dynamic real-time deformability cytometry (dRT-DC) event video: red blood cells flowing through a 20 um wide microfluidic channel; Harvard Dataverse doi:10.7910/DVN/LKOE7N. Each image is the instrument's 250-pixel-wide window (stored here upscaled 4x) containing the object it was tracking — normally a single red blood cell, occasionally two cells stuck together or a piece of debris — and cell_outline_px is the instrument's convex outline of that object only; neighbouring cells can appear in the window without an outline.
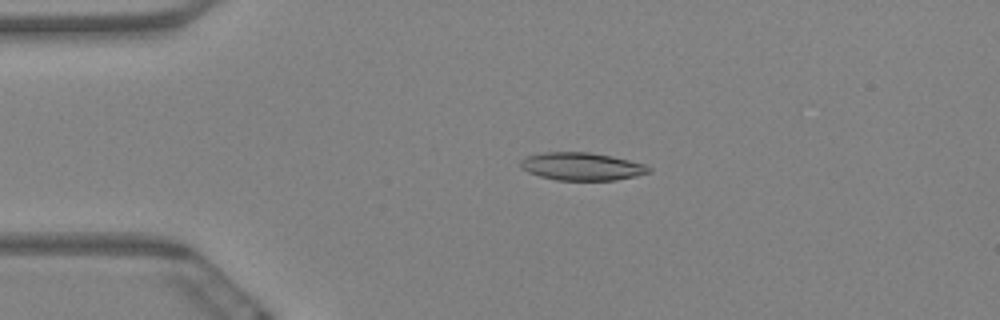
{"species": "Egyptian fruit bat (a non-hibernating species)", "species_latin": "Rousettus aegyptiacus", "temperature_condition": "warm", "stored_images_in_passage": 11, "camera_frame_rate_fps": 3000, "um_per_image_px": 0.085, "animal": {"sex": "female"}, "frame": {"image": 1, "passage_image": 3, "time_ms": 0.667, "image_size_px": [1000, 320], "cell_outline_px": [[652, 172], [636, 176], [616, 180], [556, 180], [540, 176], [528, 172], [520, 168], [520, 160], [524, 156], [544, 152], [588, 152], [612, 156], [644, 164], [652, 168]], "centroid_in_image_um": [49.43, 14.14], "position_along_channel_um": 35.6, "area_um2": 20.92}}
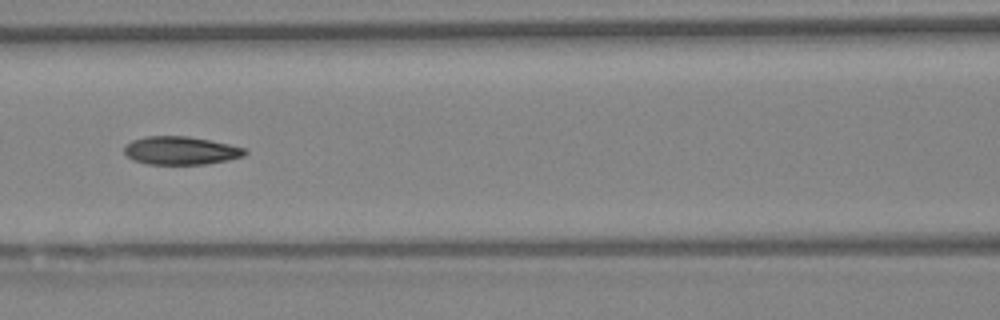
{"frame": {"image": 2, "passage_image": 7, "time_ms": 2.0, "image_size_px": [1000, 320], "cell_outline_px": [[248, 152], [244, 156], [228, 160], [208, 164], [148, 164], [132, 160], [124, 152], [124, 144], [132, 140], [144, 136], [188, 136], [228, 144], [244, 148]], "centroid_in_image_um": [15.33, 12.8], "position_along_channel_um": 151.3, "area_um2": 19.88}}
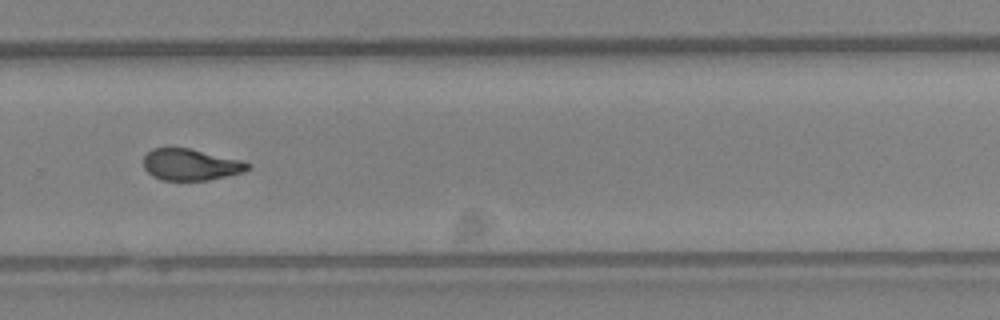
{"frame": {"image": 3, "passage_image": 11, "time_ms": 3.333, "image_size_px": [1000, 320], "cell_outline_px": [[252, 164], [244, 172], [208, 180], [164, 180], [152, 176], [144, 168], [144, 156], [152, 148], [188, 148], [244, 160]], "centroid_in_image_um": [16.23, 13.99], "position_along_channel_um": 313.6, "area_um2": 19.13}}